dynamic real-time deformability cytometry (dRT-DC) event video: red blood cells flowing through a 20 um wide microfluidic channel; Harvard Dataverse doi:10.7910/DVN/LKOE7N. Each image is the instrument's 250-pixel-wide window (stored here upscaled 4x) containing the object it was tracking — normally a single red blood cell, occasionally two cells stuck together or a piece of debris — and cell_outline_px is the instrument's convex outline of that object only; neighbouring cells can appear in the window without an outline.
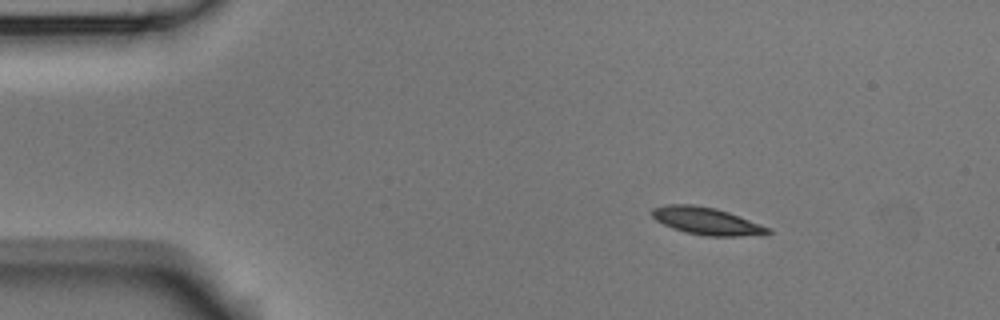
{"species": "Egyptian fruit bat (a non-hibernating species)", "species_latin": "Rousettus aegyptiacus", "temperature_condition": "room temperature", "stored_images_in_passage": 3, "camera_frame_rate_fps": 3000, "um_per_image_px": 0.085, "animal": {"sex": "male"}, "frame": {"image": 1, "passage_image": 1, "time_ms": 0.0, "image_size_px": [1000, 320], "cell_outline_px": [[772, 232], [768, 236], [704, 236], [684, 232], [672, 228], [656, 220], [652, 216], [652, 208], [668, 204], [692, 204], [716, 208], [728, 212], [772, 228]], "centroid_in_image_um": [60.14, 18.81], "position_along_channel_um": 24.9, "area_um2": 18.79}}